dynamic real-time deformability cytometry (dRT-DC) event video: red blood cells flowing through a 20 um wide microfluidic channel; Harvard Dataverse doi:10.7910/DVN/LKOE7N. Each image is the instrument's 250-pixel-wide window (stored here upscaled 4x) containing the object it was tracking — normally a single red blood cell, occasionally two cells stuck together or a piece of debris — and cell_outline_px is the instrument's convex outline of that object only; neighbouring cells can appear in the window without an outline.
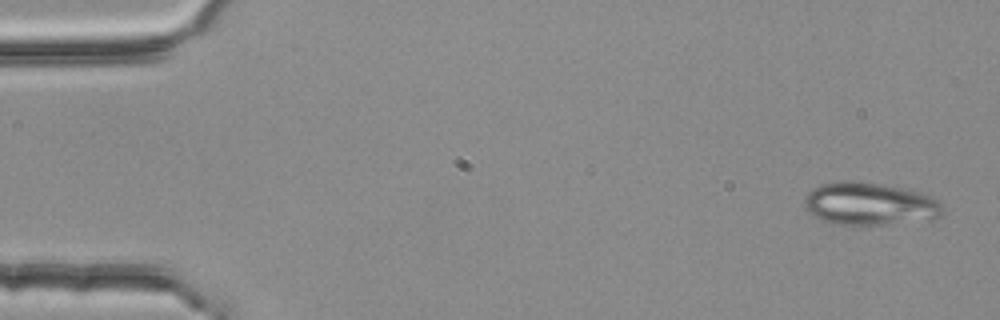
{"species": "common noctule bat (a hibernating species)", "species_latin": "Nyctalus noctula", "temperature_condition": "room temperature", "stored_images_in_passage": 6, "camera_frame_rate_fps": 3000, "um_per_image_px": 0.085, "animal": {"sex": "female", "body_mass_g": 25.1}, "frame": {"image": 1, "passage_image": 1, "time_ms": 0.0, "image_size_px": [1000, 320], "cell_outline_px": [[944, 208], [940, 216], [932, 220], [884, 224], [836, 224], [824, 220], [808, 212], [804, 208], [804, 196], [812, 188], [820, 184], [840, 180], [852, 180], [884, 184], [920, 192], [932, 196]], "centroid_in_image_um": [73.91, 17.31], "position_along_channel_um": 11.1, "area_um2": 34.62}}